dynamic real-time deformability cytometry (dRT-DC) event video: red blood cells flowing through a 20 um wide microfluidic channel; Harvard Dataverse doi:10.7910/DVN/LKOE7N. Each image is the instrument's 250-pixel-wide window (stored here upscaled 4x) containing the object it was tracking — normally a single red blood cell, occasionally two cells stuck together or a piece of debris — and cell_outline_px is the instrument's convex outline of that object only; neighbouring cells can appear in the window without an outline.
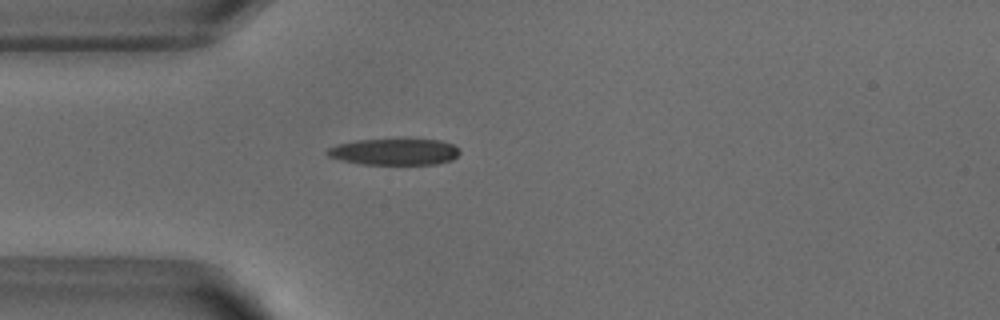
{"species": "common noctule bat (a hibernating species)", "species_latin": "Nyctalus noctula", "temperature_condition": "warm", "stored_images_in_passage": 51, "camera_frame_rate_fps": 3000, "um_per_image_px": 0.085, "animal": {"sex": "male", "body_mass_g": 18.8}, "frame": {"image": 1, "passage_image": 13, "time_ms": 4.0, "image_size_px": [1000, 320], "cell_outline_px": [[460, 152], [452, 160], [436, 164], [360, 164], [328, 156], [324, 152], [328, 148], [336, 144], [356, 140], [404, 136], [440, 140], [452, 144], [460, 148]], "centroid_in_image_um": [33.55, 12.84], "position_along_channel_um": 51.5, "area_um2": 21.44}}
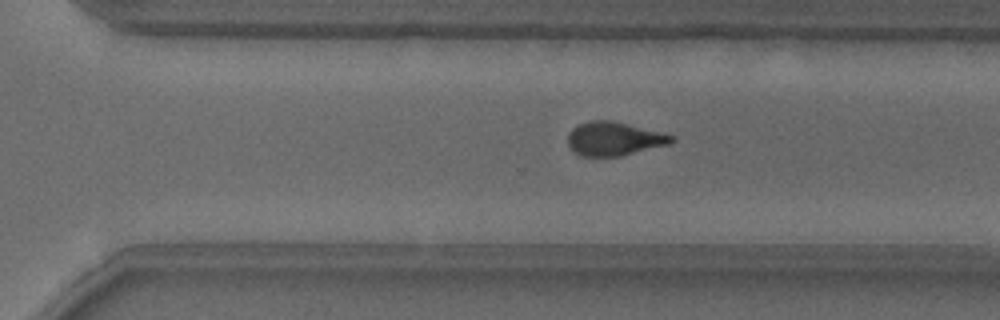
{"frame": {"image": 2, "passage_image": 34, "time_ms": 11.0, "image_size_px": [1000, 320], "cell_outline_px": [[676, 140], [672, 144], [620, 156], [580, 156], [568, 144], [568, 132], [572, 128], [580, 124], [592, 120], [612, 120], [676, 136]], "centroid_in_image_um": [52.24, 11.79], "position_along_channel_um": 318.4, "area_um2": 20.4}}
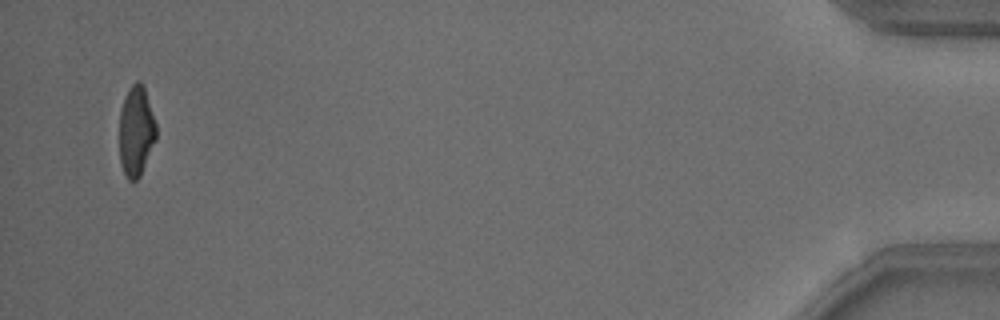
{"frame": {"image": 3, "passage_image": 49, "time_ms": 16.0, "image_size_px": [1000, 320], "cell_outline_px": [[156, 140], [140, 176], [136, 180], [128, 180], [120, 164], [120, 112], [128, 88], [136, 80], [140, 80], [144, 84], [156, 124]], "centroid_in_image_um": [11.58, 11.12], "position_along_channel_um": 423.6, "area_um2": 19.42}, "authors_computed_cell_mechanics": {"area_um2": 20.4612, "velocity_mm_per_s": 3.8859, "shape_relaxation_time_tau1_ms": 3.3551, "shape_relaxation_time_tau2_ms": 1.9, "deformation_change_tau1": 0.1729, "deformation_change_tau2": 0.107}}